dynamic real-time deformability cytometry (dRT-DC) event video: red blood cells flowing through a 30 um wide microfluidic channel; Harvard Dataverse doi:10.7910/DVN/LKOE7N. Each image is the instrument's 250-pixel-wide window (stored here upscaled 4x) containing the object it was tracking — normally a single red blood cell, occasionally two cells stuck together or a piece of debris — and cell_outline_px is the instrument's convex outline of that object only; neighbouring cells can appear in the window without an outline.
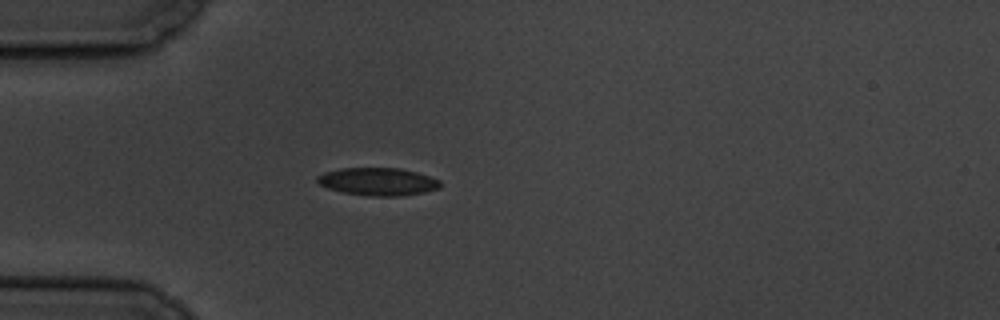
{"species": "common noctule bat (a hibernating species)", "species_latin": "Nyctalus noctula", "temperature_condition": "cold", "stored_images_in_passage": 2, "camera_frame_rate_fps": 3000, "um_per_image_px": 0.085, "animal": {"sex": "male", "body_mass_g": 19.5, "forearm_length_mm": 54.6}, "frame": {"image": 1, "passage_image": 1, "time_ms": 0.0, "image_size_px": [1000, 320], "cell_outline_px": [[440, 188], [424, 192], [400, 196], [372, 196], [344, 192], [328, 188], [320, 184], [316, 180], [316, 176], [324, 172], [340, 168], [400, 168], [416, 172], [440, 180]], "centroid_in_image_um": [32.11, 15.43], "position_along_channel_um": 52.9, "area_um2": 19.77}}